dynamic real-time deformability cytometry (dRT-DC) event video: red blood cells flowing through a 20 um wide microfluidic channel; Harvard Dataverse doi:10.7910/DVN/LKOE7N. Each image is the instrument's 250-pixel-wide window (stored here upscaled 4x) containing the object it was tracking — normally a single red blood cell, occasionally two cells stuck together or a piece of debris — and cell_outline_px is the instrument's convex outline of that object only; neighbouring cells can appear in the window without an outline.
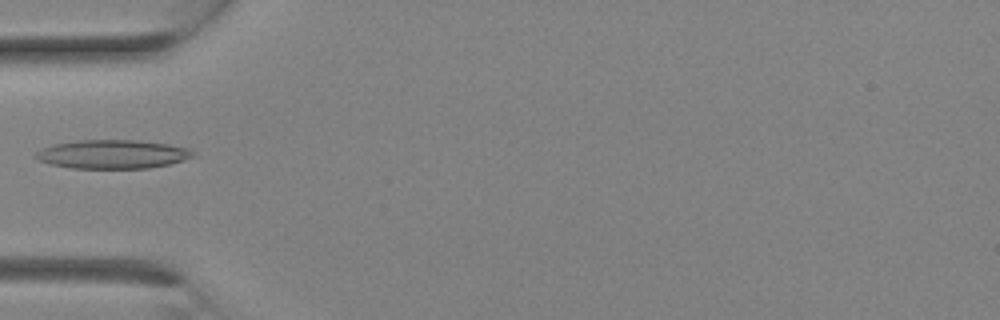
{"species": "Egyptian fruit bat (a non-hibernating species)", "species_latin": "Rousettus aegyptiacus", "temperature_condition": "room temperature", "stored_images_in_passage": 8, "camera_frame_rate_fps": 3000, "um_per_image_px": 0.085, "animal": {"sex": "female"}, "frame": {"image": 1, "passage_image": 7, "time_ms": 2.0, "image_size_px": [1000, 320], "cell_outline_px": [[196, 156], [184, 160], [168, 164], [148, 168], [72, 168], [52, 164], [40, 160], [32, 156], [36, 152], [52, 144], [76, 140], [136, 140], [168, 144], [188, 148], [196, 152]], "centroid_in_image_um": [9.59, 13.1], "position_along_channel_um": 75.4, "area_um2": 26.36}}